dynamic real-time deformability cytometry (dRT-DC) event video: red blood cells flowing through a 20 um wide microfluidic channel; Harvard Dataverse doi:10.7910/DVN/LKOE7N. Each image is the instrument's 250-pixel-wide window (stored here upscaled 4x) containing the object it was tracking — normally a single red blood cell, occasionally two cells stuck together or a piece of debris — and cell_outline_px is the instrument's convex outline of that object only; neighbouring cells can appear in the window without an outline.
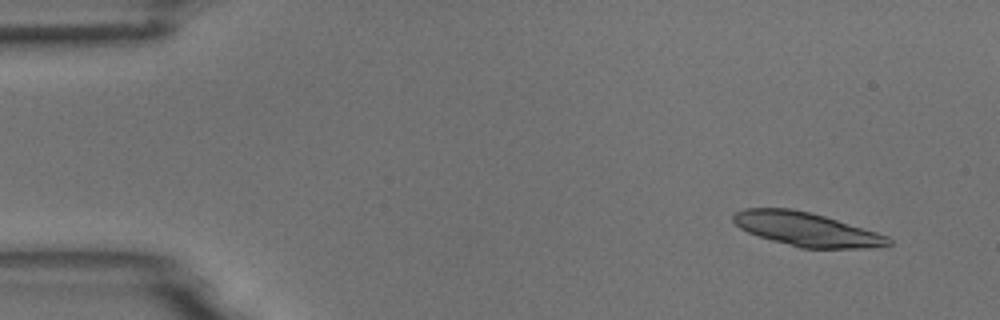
{"species": "common noctule bat (a hibernating species)", "species_latin": "Nyctalus noctula", "temperature_condition": "room temperature", "stored_images_in_passage": 52, "segment_of_instrument_passage": [1, 2], "camera_frame_rate_fps": 3000, "um_per_image_px": 0.085, "animal": {"sex": "male", "body_mass_g": 18.8}, "frame": {"image": 1, "passage_image": 3, "time_ms": 0.667, "image_size_px": [1000, 320], "cell_outline_px": [[892, 244], [868, 248], [800, 248], [772, 240], [748, 232], [740, 228], [732, 220], [732, 216], [736, 212], [744, 208], [792, 208], [824, 216], [876, 232], [888, 236], [892, 240]], "centroid_in_image_um": [68.54, 19.49], "position_along_channel_um": 16.5, "area_um2": 30.23}}